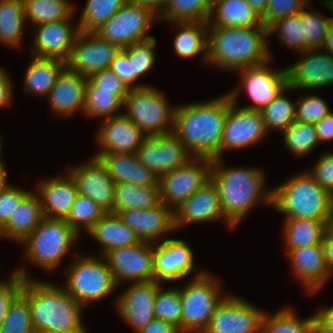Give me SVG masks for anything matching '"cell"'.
<instances>
[{
	"label": "cell",
	"mask_w": 333,
	"mask_h": 333,
	"mask_svg": "<svg viewBox=\"0 0 333 333\" xmlns=\"http://www.w3.org/2000/svg\"><path fill=\"white\" fill-rule=\"evenodd\" d=\"M229 95L175 108L173 134L194 157L220 158Z\"/></svg>",
	"instance_id": "1"
},
{
	"label": "cell",
	"mask_w": 333,
	"mask_h": 333,
	"mask_svg": "<svg viewBox=\"0 0 333 333\" xmlns=\"http://www.w3.org/2000/svg\"><path fill=\"white\" fill-rule=\"evenodd\" d=\"M25 280L22 293L28 298L35 333L49 330H86L82 322L84 308L64 287L31 279L26 268L16 269Z\"/></svg>",
	"instance_id": "2"
},
{
	"label": "cell",
	"mask_w": 333,
	"mask_h": 333,
	"mask_svg": "<svg viewBox=\"0 0 333 333\" xmlns=\"http://www.w3.org/2000/svg\"><path fill=\"white\" fill-rule=\"evenodd\" d=\"M267 36L268 28L264 25L250 28L208 26L207 63L232 72L266 63L272 58Z\"/></svg>",
	"instance_id": "3"
},
{
	"label": "cell",
	"mask_w": 333,
	"mask_h": 333,
	"mask_svg": "<svg viewBox=\"0 0 333 333\" xmlns=\"http://www.w3.org/2000/svg\"><path fill=\"white\" fill-rule=\"evenodd\" d=\"M222 158L212 159L211 180L219 191L225 218L234 226L243 220L256 203L272 206L273 189H265L263 170L222 166Z\"/></svg>",
	"instance_id": "4"
},
{
	"label": "cell",
	"mask_w": 333,
	"mask_h": 333,
	"mask_svg": "<svg viewBox=\"0 0 333 333\" xmlns=\"http://www.w3.org/2000/svg\"><path fill=\"white\" fill-rule=\"evenodd\" d=\"M272 189V208L285 214V219H330V192L307 172H300Z\"/></svg>",
	"instance_id": "5"
},
{
	"label": "cell",
	"mask_w": 333,
	"mask_h": 333,
	"mask_svg": "<svg viewBox=\"0 0 333 333\" xmlns=\"http://www.w3.org/2000/svg\"><path fill=\"white\" fill-rule=\"evenodd\" d=\"M100 257L76 255L65 269L66 278L62 286L83 307L107 297L118 287L107 261Z\"/></svg>",
	"instance_id": "6"
},
{
	"label": "cell",
	"mask_w": 333,
	"mask_h": 333,
	"mask_svg": "<svg viewBox=\"0 0 333 333\" xmlns=\"http://www.w3.org/2000/svg\"><path fill=\"white\" fill-rule=\"evenodd\" d=\"M78 237L65 219L44 217L36 229L21 242L26 245L23 257L44 271L52 272Z\"/></svg>",
	"instance_id": "7"
},
{
	"label": "cell",
	"mask_w": 333,
	"mask_h": 333,
	"mask_svg": "<svg viewBox=\"0 0 333 333\" xmlns=\"http://www.w3.org/2000/svg\"><path fill=\"white\" fill-rule=\"evenodd\" d=\"M220 283L206 271H201L180 288L182 333H203L214 310L227 296L220 293Z\"/></svg>",
	"instance_id": "8"
},
{
	"label": "cell",
	"mask_w": 333,
	"mask_h": 333,
	"mask_svg": "<svg viewBox=\"0 0 333 333\" xmlns=\"http://www.w3.org/2000/svg\"><path fill=\"white\" fill-rule=\"evenodd\" d=\"M165 95L155 87L130 89L124 99L123 112L136 124L146 137H155L173 132L174 105L168 104Z\"/></svg>",
	"instance_id": "9"
},
{
	"label": "cell",
	"mask_w": 333,
	"mask_h": 333,
	"mask_svg": "<svg viewBox=\"0 0 333 333\" xmlns=\"http://www.w3.org/2000/svg\"><path fill=\"white\" fill-rule=\"evenodd\" d=\"M157 19L150 8L129 1L94 33L122 49L153 37L148 31Z\"/></svg>",
	"instance_id": "10"
},
{
	"label": "cell",
	"mask_w": 333,
	"mask_h": 333,
	"mask_svg": "<svg viewBox=\"0 0 333 333\" xmlns=\"http://www.w3.org/2000/svg\"><path fill=\"white\" fill-rule=\"evenodd\" d=\"M212 159L194 157L187 164L159 176L160 200L175 210L211 180Z\"/></svg>",
	"instance_id": "11"
},
{
	"label": "cell",
	"mask_w": 333,
	"mask_h": 333,
	"mask_svg": "<svg viewBox=\"0 0 333 333\" xmlns=\"http://www.w3.org/2000/svg\"><path fill=\"white\" fill-rule=\"evenodd\" d=\"M236 89L228 92L229 109L220 144V158H222L224 151L251 147L261 142V139H264L268 134L261 111L238 107L236 100L240 90Z\"/></svg>",
	"instance_id": "12"
},
{
	"label": "cell",
	"mask_w": 333,
	"mask_h": 333,
	"mask_svg": "<svg viewBox=\"0 0 333 333\" xmlns=\"http://www.w3.org/2000/svg\"><path fill=\"white\" fill-rule=\"evenodd\" d=\"M154 243L141 241L128 247L115 248L103 257L112 272L117 286L125 282H146L154 280Z\"/></svg>",
	"instance_id": "13"
},
{
	"label": "cell",
	"mask_w": 333,
	"mask_h": 333,
	"mask_svg": "<svg viewBox=\"0 0 333 333\" xmlns=\"http://www.w3.org/2000/svg\"><path fill=\"white\" fill-rule=\"evenodd\" d=\"M264 311L238 296L227 295L203 333H261Z\"/></svg>",
	"instance_id": "14"
},
{
	"label": "cell",
	"mask_w": 333,
	"mask_h": 333,
	"mask_svg": "<svg viewBox=\"0 0 333 333\" xmlns=\"http://www.w3.org/2000/svg\"><path fill=\"white\" fill-rule=\"evenodd\" d=\"M120 49L118 45L101 39L94 32H79L66 66L82 76L89 77L95 72L110 68Z\"/></svg>",
	"instance_id": "15"
},
{
	"label": "cell",
	"mask_w": 333,
	"mask_h": 333,
	"mask_svg": "<svg viewBox=\"0 0 333 333\" xmlns=\"http://www.w3.org/2000/svg\"><path fill=\"white\" fill-rule=\"evenodd\" d=\"M136 155L139 161L158 177L187 164L194 158L173 133L146 137Z\"/></svg>",
	"instance_id": "16"
},
{
	"label": "cell",
	"mask_w": 333,
	"mask_h": 333,
	"mask_svg": "<svg viewBox=\"0 0 333 333\" xmlns=\"http://www.w3.org/2000/svg\"><path fill=\"white\" fill-rule=\"evenodd\" d=\"M269 62L238 70L242 73L239 89L243 88L251 99L244 108L261 111L287 86L285 68L271 70Z\"/></svg>",
	"instance_id": "17"
},
{
	"label": "cell",
	"mask_w": 333,
	"mask_h": 333,
	"mask_svg": "<svg viewBox=\"0 0 333 333\" xmlns=\"http://www.w3.org/2000/svg\"><path fill=\"white\" fill-rule=\"evenodd\" d=\"M301 58L285 68L287 86L296 89H318L333 84V55L318 49L301 52Z\"/></svg>",
	"instance_id": "18"
},
{
	"label": "cell",
	"mask_w": 333,
	"mask_h": 333,
	"mask_svg": "<svg viewBox=\"0 0 333 333\" xmlns=\"http://www.w3.org/2000/svg\"><path fill=\"white\" fill-rule=\"evenodd\" d=\"M193 250L183 239H165L154 243L153 271L154 280L171 282L187 277L194 268Z\"/></svg>",
	"instance_id": "19"
},
{
	"label": "cell",
	"mask_w": 333,
	"mask_h": 333,
	"mask_svg": "<svg viewBox=\"0 0 333 333\" xmlns=\"http://www.w3.org/2000/svg\"><path fill=\"white\" fill-rule=\"evenodd\" d=\"M68 173L76 183L78 194L91 198L107 213H112L115 182L97 157L72 167Z\"/></svg>",
	"instance_id": "20"
},
{
	"label": "cell",
	"mask_w": 333,
	"mask_h": 333,
	"mask_svg": "<svg viewBox=\"0 0 333 333\" xmlns=\"http://www.w3.org/2000/svg\"><path fill=\"white\" fill-rule=\"evenodd\" d=\"M162 283L152 280L133 282L117 300L120 318L138 331L154 317V301Z\"/></svg>",
	"instance_id": "21"
},
{
	"label": "cell",
	"mask_w": 333,
	"mask_h": 333,
	"mask_svg": "<svg viewBox=\"0 0 333 333\" xmlns=\"http://www.w3.org/2000/svg\"><path fill=\"white\" fill-rule=\"evenodd\" d=\"M116 214L144 242L156 243L176 230L174 210L162 202L149 209H126Z\"/></svg>",
	"instance_id": "22"
},
{
	"label": "cell",
	"mask_w": 333,
	"mask_h": 333,
	"mask_svg": "<svg viewBox=\"0 0 333 333\" xmlns=\"http://www.w3.org/2000/svg\"><path fill=\"white\" fill-rule=\"evenodd\" d=\"M96 133L99 152L136 154L146 136L124 113L104 119Z\"/></svg>",
	"instance_id": "23"
},
{
	"label": "cell",
	"mask_w": 333,
	"mask_h": 333,
	"mask_svg": "<svg viewBox=\"0 0 333 333\" xmlns=\"http://www.w3.org/2000/svg\"><path fill=\"white\" fill-rule=\"evenodd\" d=\"M175 229L187 223H203L222 219L227 227L234 226L225 218L220 205L219 191L212 180L197 189L174 210Z\"/></svg>",
	"instance_id": "24"
},
{
	"label": "cell",
	"mask_w": 333,
	"mask_h": 333,
	"mask_svg": "<svg viewBox=\"0 0 333 333\" xmlns=\"http://www.w3.org/2000/svg\"><path fill=\"white\" fill-rule=\"evenodd\" d=\"M35 27L37 30L32 41V56L67 62L74 40L80 32L78 26L74 29L71 20H61Z\"/></svg>",
	"instance_id": "25"
},
{
	"label": "cell",
	"mask_w": 333,
	"mask_h": 333,
	"mask_svg": "<svg viewBox=\"0 0 333 333\" xmlns=\"http://www.w3.org/2000/svg\"><path fill=\"white\" fill-rule=\"evenodd\" d=\"M293 275L304 285L308 294L317 293L331 277L322 244L287 250Z\"/></svg>",
	"instance_id": "26"
},
{
	"label": "cell",
	"mask_w": 333,
	"mask_h": 333,
	"mask_svg": "<svg viewBox=\"0 0 333 333\" xmlns=\"http://www.w3.org/2000/svg\"><path fill=\"white\" fill-rule=\"evenodd\" d=\"M87 82L88 77L82 76L66 66L47 95L51 113L65 117H69L80 109L84 113Z\"/></svg>",
	"instance_id": "27"
},
{
	"label": "cell",
	"mask_w": 333,
	"mask_h": 333,
	"mask_svg": "<svg viewBox=\"0 0 333 333\" xmlns=\"http://www.w3.org/2000/svg\"><path fill=\"white\" fill-rule=\"evenodd\" d=\"M37 193L44 217L66 219L78 194L74 179L69 173L61 177L42 180Z\"/></svg>",
	"instance_id": "28"
},
{
	"label": "cell",
	"mask_w": 333,
	"mask_h": 333,
	"mask_svg": "<svg viewBox=\"0 0 333 333\" xmlns=\"http://www.w3.org/2000/svg\"><path fill=\"white\" fill-rule=\"evenodd\" d=\"M115 183L127 182L139 186H159V177L146 168L136 154H94Z\"/></svg>",
	"instance_id": "29"
},
{
	"label": "cell",
	"mask_w": 333,
	"mask_h": 333,
	"mask_svg": "<svg viewBox=\"0 0 333 333\" xmlns=\"http://www.w3.org/2000/svg\"><path fill=\"white\" fill-rule=\"evenodd\" d=\"M43 218L37 193L29 191L19 202L9 220L0 228V237L21 243L36 229Z\"/></svg>",
	"instance_id": "30"
},
{
	"label": "cell",
	"mask_w": 333,
	"mask_h": 333,
	"mask_svg": "<svg viewBox=\"0 0 333 333\" xmlns=\"http://www.w3.org/2000/svg\"><path fill=\"white\" fill-rule=\"evenodd\" d=\"M263 25L261 15L246 0H214L208 26L250 28Z\"/></svg>",
	"instance_id": "31"
},
{
	"label": "cell",
	"mask_w": 333,
	"mask_h": 333,
	"mask_svg": "<svg viewBox=\"0 0 333 333\" xmlns=\"http://www.w3.org/2000/svg\"><path fill=\"white\" fill-rule=\"evenodd\" d=\"M88 233L100 243L102 256L112 249L134 246L141 242L136 233L113 213H106Z\"/></svg>",
	"instance_id": "32"
},
{
	"label": "cell",
	"mask_w": 333,
	"mask_h": 333,
	"mask_svg": "<svg viewBox=\"0 0 333 333\" xmlns=\"http://www.w3.org/2000/svg\"><path fill=\"white\" fill-rule=\"evenodd\" d=\"M66 67V62L53 58L33 56L24 75L23 90L25 93L46 96Z\"/></svg>",
	"instance_id": "33"
},
{
	"label": "cell",
	"mask_w": 333,
	"mask_h": 333,
	"mask_svg": "<svg viewBox=\"0 0 333 333\" xmlns=\"http://www.w3.org/2000/svg\"><path fill=\"white\" fill-rule=\"evenodd\" d=\"M161 203L159 186L115 183L112 213L126 209H149Z\"/></svg>",
	"instance_id": "34"
},
{
	"label": "cell",
	"mask_w": 333,
	"mask_h": 333,
	"mask_svg": "<svg viewBox=\"0 0 333 333\" xmlns=\"http://www.w3.org/2000/svg\"><path fill=\"white\" fill-rule=\"evenodd\" d=\"M283 223L287 250L321 244L326 234L328 220L286 219Z\"/></svg>",
	"instance_id": "35"
},
{
	"label": "cell",
	"mask_w": 333,
	"mask_h": 333,
	"mask_svg": "<svg viewBox=\"0 0 333 333\" xmlns=\"http://www.w3.org/2000/svg\"><path fill=\"white\" fill-rule=\"evenodd\" d=\"M178 34L174 39V51L180 58H189L203 51L207 62L208 22H176Z\"/></svg>",
	"instance_id": "36"
},
{
	"label": "cell",
	"mask_w": 333,
	"mask_h": 333,
	"mask_svg": "<svg viewBox=\"0 0 333 333\" xmlns=\"http://www.w3.org/2000/svg\"><path fill=\"white\" fill-rule=\"evenodd\" d=\"M25 21L23 0H0V43L20 47Z\"/></svg>",
	"instance_id": "37"
},
{
	"label": "cell",
	"mask_w": 333,
	"mask_h": 333,
	"mask_svg": "<svg viewBox=\"0 0 333 333\" xmlns=\"http://www.w3.org/2000/svg\"><path fill=\"white\" fill-rule=\"evenodd\" d=\"M26 20L33 26L71 20L75 5L69 0H23Z\"/></svg>",
	"instance_id": "38"
},
{
	"label": "cell",
	"mask_w": 333,
	"mask_h": 333,
	"mask_svg": "<svg viewBox=\"0 0 333 333\" xmlns=\"http://www.w3.org/2000/svg\"><path fill=\"white\" fill-rule=\"evenodd\" d=\"M213 0H166L158 19L176 22H208Z\"/></svg>",
	"instance_id": "39"
},
{
	"label": "cell",
	"mask_w": 333,
	"mask_h": 333,
	"mask_svg": "<svg viewBox=\"0 0 333 333\" xmlns=\"http://www.w3.org/2000/svg\"><path fill=\"white\" fill-rule=\"evenodd\" d=\"M292 88L286 86L267 106L261 110L265 130H286L296 120V103L284 96L285 91Z\"/></svg>",
	"instance_id": "40"
},
{
	"label": "cell",
	"mask_w": 333,
	"mask_h": 333,
	"mask_svg": "<svg viewBox=\"0 0 333 333\" xmlns=\"http://www.w3.org/2000/svg\"><path fill=\"white\" fill-rule=\"evenodd\" d=\"M124 102L112 91L98 90L89 80L85 89L84 114L91 118L107 119L123 112L117 110ZM118 112V113H117Z\"/></svg>",
	"instance_id": "41"
},
{
	"label": "cell",
	"mask_w": 333,
	"mask_h": 333,
	"mask_svg": "<svg viewBox=\"0 0 333 333\" xmlns=\"http://www.w3.org/2000/svg\"><path fill=\"white\" fill-rule=\"evenodd\" d=\"M129 0H87L78 28L80 32H95Z\"/></svg>",
	"instance_id": "42"
},
{
	"label": "cell",
	"mask_w": 333,
	"mask_h": 333,
	"mask_svg": "<svg viewBox=\"0 0 333 333\" xmlns=\"http://www.w3.org/2000/svg\"><path fill=\"white\" fill-rule=\"evenodd\" d=\"M311 327L312 316L300 319L290 307L273 316L265 312L261 321V333H310Z\"/></svg>",
	"instance_id": "43"
},
{
	"label": "cell",
	"mask_w": 333,
	"mask_h": 333,
	"mask_svg": "<svg viewBox=\"0 0 333 333\" xmlns=\"http://www.w3.org/2000/svg\"><path fill=\"white\" fill-rule=\"evenodd\" d=\"M106 213L91 198L77 194L65 221L80 236V229L84 228L88 232Z\"/></svg>",
	"instance_id": "44"
},
{
	"label": "cell",
	"mask_w": 333,
	"mask_h": 333,
	"mask_svg": "<svg viewBox=\"0 0 333 333\" xmlns=\"http://www.w3.org/2000/svg\"><path fill=\"white\" fill-rule=\"evenodd\" d=\"M283 134V142L295 156H305L319 143L313 123L295 120Z\"/></svg>",
	"instance_id": "45"
},
{
	"label": "cell",
	"mask_w": 333,
	"mask_h": 333,
	"mask_svg": "<svg viewBox=\"0 0 333 333\" xmlns=\"http://www.w3.org/2000/svg\"><path fill=\"white\" fill-rule=\"evenodd\" d=\"M278 31V39L288 48H293L299 54L306 51L304 30L302 26V11L276 20L268 27L269 36Z\"/></svg>",
	"instance_id": "46"
},
{
	"label": "cell",
	"mask_w": 333,
	"mask_h": 333,
	"mask_svg": "<svg viewBox=\"0 0 333 333\" xmlns=\"http://www.w3.org/2000/svg\"><path fill=\"white\" fill-rule=\"evenodd\" d=\"M156 43L157 40L151 37L122 48L127 53L129 60H132L133 89L148 87V85L138 84L135 81L148 72L155 64L156 55L154 47Z\"/></svg>",
	"instance_id": "47"
},
{
	"label": "cell",
	"mask_w": 333,
	"mask_h": 333,
	"mask_svg": "<svg viewBox=\"0 0 333 333\" xmlns=\"http://www.w3.org/2000/svg\"><path fill=\"white\" fill-rule=\"evenodd\" d=\"M154 317L172 323L182 331V304L180 287H160L154 301Z\"/></svg>",
	"instance_id": "48"
},
{
	"label": "cell",
	"mask_w": 333,
	"mask_h": 333,
	"mask_svg": "<svg viewBox=\"0 0 333 333\" xmlns=\"http://www.w3.org/2000/svg\"><path fill=\"white\" fill-rule=\"evenodd\" d=\"M0 333H35L28 306V298L21 292L10 304L0 325Z\"/></svg>",
	"instance_id": "49"
},
{
	"label": "cell",
	"mask_w": 333,
	"mask_h": 333,
	"mask_svg": "<svg viewBox=\"0 0 333 333\" xmlns=\"http://www.w3.org/2000/svg\"><path fill=\"white\" fill-rule=\"evenodd\" d=\"M307 7L302 9V26L304 30L306 51L318 49L324 45L331 17H323L317 11L308 12Z\"/></svg>",
	"instance_id": "50"
},
{
	"label": "cell",
	"mask_w": 333,
	"mask_h": 333,
	"mask_svg": "<svg viewBox=\"0 0 333 333\" xmlns=\"http://www.w3.org/2000/svg\"><path fill=\"white\" fill-rule=\"evenodd\" d=\"M331 113L326 101L317 95L300 96L296 103V120L317 123Z\"/></svg>",
	"instance_id": "51"
},
{
	"label": "cell",
	"mask_w": 333,
	"mask_h": 333,
	"mask_svg": "<svg viewBox=\"0 0 333 333\" xmlns=\"http://www.w3.org/2000/svg\"><path fill=\"white\" fill-rule=\"evenodd\" d=\"M310 0H269L264 14L263 25L269 27L276 20L301 12L310 6Z\"/></svg>",
	"instance_id": "52"
},
{
	"label": "cell",
	"mask_w": 333,
	"mask_h": 333,
	"mask_svg": "<svg viewBox=\"0 0 333 333\" xmlns=\"http://www.w3.org/2000/svg\"><path fill=\"white\" fill-rule=\"evenodd\" d=\"M88 80L98 90L112 91V93L117 95L123 102L130 90L109 68L91 74Z\"/></svg>",
	"instance_id": "53"
},
{
	"label": "cell",
	"mask_w": 333,
	"mask_h": 333,
	"mask_svg": "<svg viewBox=\"0 0 333 333\" xmlns=\"http://www.w3.org/2000/svg\"><path fill=\"white\" fill-rule=\"evenodd\" d=\"M24 280L22 275L13 272L9 279L0 285V325L6 317L10 304L21 293Z\"/></svg>",
	"instance_id": "54"
},
{
	"label": "cell",
	"mask_w": 333,
	"mask_h": 333,
	"mask_svg": "<svg viewBox=\"0 0 333 333\" xmlns=\"http://www.w3.org/2000/svg\"><path fill=\"white\" fill-rule=\"evenodd\" d=\"M306 172L328 192L333 191V152L323 153L317 163Z\"/></svg>",
	"instance_id": "55"
},
{
	"label": "cell",
	"mask_w": 333,
	"mask_h": 333,
	"mask_svg": "<svg viewBox=\"0 0 333 333\" xmlns=\"http://www.w3.org/2000/svg\"><path fill=\"white\" fill-rule=\"evenodd\" d=\"M28 192L10 185L0 193V228L9 220L19 202Z\"/></svg>",
	"instance_id": "56"
},
{
	"label": "cell",
	"mask_w": 333,
	"mask_h": 333,
	"mask_svg": "<svg viewBox=\"0 0 333 333\" xmlns=\"http://www.w3.org/2000/svg\"><path fill=\"white\" fill-rule=\"evenodd\" d=\"M129 88L133 89V67L127 53L120 49L112 60L110 68Z\"/></svg>",
	"instance_id": "57"
},
{
	"label": "cell",
	"mask_w": 333,
	"mask_h": 333,
	"mask_svg": "<svg viewBox=\"0 0 333 333\" xmlns=\"http://www.w3.org/2000/svg\"><path fill=\"white\" fill-rule=\"evenodd\" d=\"M137 333H182L180 328L172 323L154 318L144 327L140 328Z\"/></svg>",
	"instance_id": "58"
},
{
	"label": "cell",
	"mask_w": 333,
	"mask_h": 333,
	"mask_svg": "<svg viewBox=\"0 0 333 333\" xmlns=\"http://www.w3.org/2000/svg\"><path fill=\"white\" fill-rule=\"evenodd\" d=\"M324 257L329 269L333 273V219H329L326 224V234L322 241Z\"/></svg>",
	"instance_id": "59"
},
{
	"label": "cell",
	"mask_w": 333,
	"mask_h": 333,
	"mask_svg": "<svg viewBox=\"0 0 333 333\" xmlns=\"http://www.w3.org/2000/svg\"><path fill=\"white\" fill-rule=\"evenodd\" d=\"M319 143L333 140V112L315 123Z\"/></svg>",
	"instance_id": "60"
},
{
	"label": "cell",
	"mask_w": 333,
	"mask_h": 333,
	"mask_svg": "<svg viewBox=\"0 0 333 333\" xmlns=\"http://www.w3.org/2000/svg\"><path fill=\"white\" fill-rule=\"evenodd\" d=\"M11 77L0 67V107L10 105L13 95Z\"/></svg>",
	"instance_id": "61"
},
{
	"label": "cell",
	"mask_w": 333,
	"mask_h": 333,
	"mask_svg": "<svg viewBox=\"0 0 333 333\" xmlns=\"http://www.w3.org/2000/svg\"><path fill=\"white\" fill-rule=\"evenodd\" d=\"M129 1L148 7L157 15L161 13L166 3V0H129Z\"/></svg>",
	"instance_id": "62"
},
{
	"label": "cell",
	"mask_w": 333,
	"mask_h": 333,
	"mask_svg": "<svg viewBox=\"0 0 333 333\" xmlns=\"http://www.w3.org/2000/svg\"><path fill=\"white\" fill-rule=\"evenodd\" d=\"M318 311L319 312L315 313V316L327 327L333 329V306Z\"/></svg>",
	"instance_id": "63"
},
{
	"label": "cell",
	"mask_w": 333,
	"mask_h": 333,
	"mask_svg": "<svg viewBox=\"0 0 333 333\" xmlns=\"http://www.w3.org/2000/svg\"><path fill=\"white\" fill-rule=\"evenodd\" d=\"M310 333H333V329L327 327L314 314L312 315V327Z\"/></svg>",
	"instance_id": "64"
},
{
	"label": "cell",
	"mask_w": 333,
	"mask_h": 333,
	"mask_svg": "<svg viewBox=\"0 0 333 333\" xmlns=\"http://www.w3.org/2000/svg\"><path fill=\"white\" fill-rule=\"evenodd\" d=\"M325 50L333 55V17L330 19L329 27L327 34L325 36L324 45L322 49Z\"/></svg>",
	"instance_id": "65"
},
{
	"label": "cell",
	"mask_w": 333,
	"mask_h": 333,
	"mask_svg": "<svg viewBox=\"0 0 333 333\" xmlns=\"http://www.w3.org/2000/svg\"><path fill=\"white\" fill-rule=\"evenodd\" d=\"M261 16L264 14L269 0H246Z\"/></svg>",
	"instance_id": "66"
},
{
	"label": "cell",
	"mask_w": 333,
	"mask_h": 333,
	"mask_svg": "<svg viewBox=\"0 0 333 333\" xmlns=\"http://www.w3.org/2000/svg\"><path fill=\"white\" fill-rule=\"evenodd\" d=\"M4 165L0 164V193L10 186L7 182V172Z\"/></svg>",
	"instance_id": "67"
},
{
	"label": "cell",
	"mask_w": 333,
	"mask_h": 333,
	"mask_svg": "<svg viewBox=\"0 0 333 333\" xmlns=\"http://www.w3.org/2000/svg\"><path fill=\"white\" fill-rule=\"evenodd\" d=\"M42 333H89L87 330H49Z\"/></svg>",
	"instance_id": "68"
},
{
	"label": "cell",
	"mask_w": 333,
	"mask_h": 333,
	"mask_svg": "<svg viewBox=\"0 0 333 333\" xmlns=\"http://www.w3.org/2000/svg\"><path fill=\"white\" fill-rule=\"evenodd\" d=\"M321 3H324V6L329 9L330 12H333V0H323Z\"/></svg>",
	"instance_id": "69"
},
{
	"label": "cell",
	"mask_w": 333,
	"mask_h": 333,
	"mask_svg": "<svg viewBox=\"0 0 333 333\" xmlns=\"http://www.w3.org/2000/svg\"><path fill=\"white\" fill-rule=\"evenodd\" d=\"M330 219H333V191L330 192Z\"/></svg>",
	"instance_id": "70"
},
{
	"label": "cell",
	"mask_w": 333,
	"mask_h": 333,
	"mask_svg": "<svg viewBox=\"0 0 333 333\" xmlns=\"http://www.w3.org/2000/svg\"><path fill=\"white\" fill-rule=\"evenodd\" d=\"M1 137H2V136H0V157H1V153H2L1 151H2V145H3V144H2V138H1ZM1 163H3V161H2L1 158H0V164H1Z\"/></svg>",
	"instance_id": "71"
}]
</instances>
